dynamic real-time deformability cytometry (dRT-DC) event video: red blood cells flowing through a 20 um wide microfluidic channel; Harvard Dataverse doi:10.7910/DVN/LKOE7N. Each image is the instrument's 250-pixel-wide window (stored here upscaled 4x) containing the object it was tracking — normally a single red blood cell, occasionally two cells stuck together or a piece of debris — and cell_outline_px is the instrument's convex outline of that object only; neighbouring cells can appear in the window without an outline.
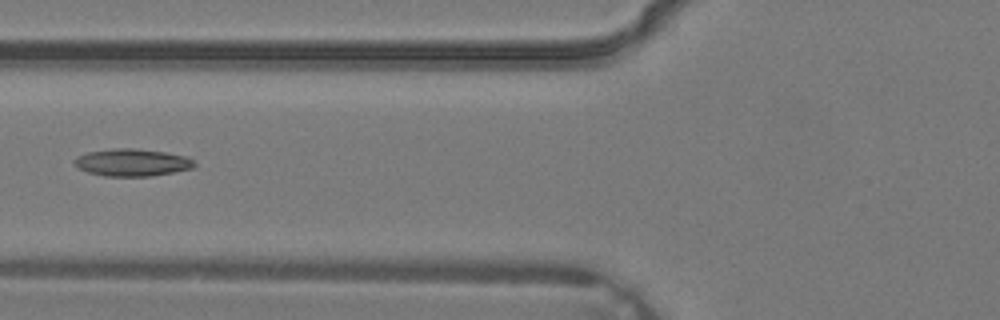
{"species": "common noctule bat (a hibernating species)", "species_latin": "Nyctalus noctula", "temperature_condition": "warm", "stored_images_in_passage": 5, "camera_frame_rate_fps": 3000, "um_per_image_px": 0.085, "animal": {"sex": "male", "body_mass_g": 19.2, "forearm_length_mm": 51.8}, "frame": {"image": 1, "passage_image": 5, "time_ms": 1.333, "image_size_px": [1000, 320], "cell_outline_px": [[196, 168], [148, 176], [104, 176], [88, 172], [80, 168], [72, 160], [76, 156], [88, 152], [112, 148], [132, 148], [164, 152], [188, 156], [196, 164]], "centroid_in_image_um": [11.24, 13.8], "position_along_channel_um": 114.6, "area_um2": 19.07}}